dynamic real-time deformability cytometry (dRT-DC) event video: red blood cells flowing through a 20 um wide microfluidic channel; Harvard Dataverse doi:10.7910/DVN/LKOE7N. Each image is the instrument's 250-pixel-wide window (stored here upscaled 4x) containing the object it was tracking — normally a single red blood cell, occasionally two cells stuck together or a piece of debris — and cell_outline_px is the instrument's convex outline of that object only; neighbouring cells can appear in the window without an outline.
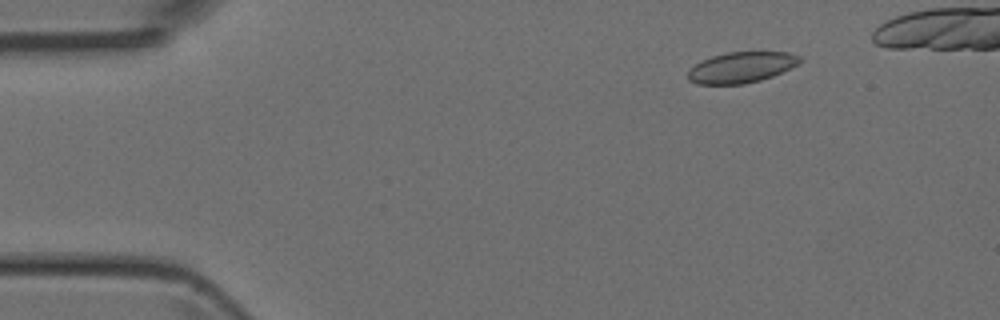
{"species": "Egyptian fruit bat (a non-hibernating species)", "species_latin": "Rousettus aegyptiacus", "temperature_condition": "room temperature", "stored_images_in_passage": 43, "camera_frame_rate_fps": 3000, "um_per_image_px": 0.085, "animal": {"sex": "female"}, "frame": {"image": 1, "passage_image": 7, "time_ms": 2.0, "image_size_px": [1000, 320], "cell_outline_px": [[800, 64], [772, 76], [760, 80], [744, 84], [696, 84], [688, 80], [688, 68], [712, 56], [728, 52], [788, 52], [800, 56]], "centroid_in_image_um": [63.01, 5.73], "position_along_channel_um": 22.0, "area_um2": 20.06}}
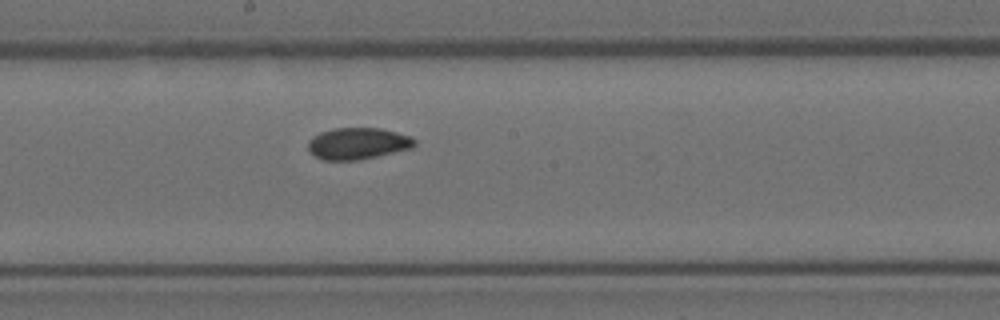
{"frame": {"image": 2, "passage_image": 26, "time_ms": 8.333, "image_size_px": [1000, 320], "cell_outline_px": [[416, 144], [412, 148], [360, 160], [320, 160], [312, 156], [308, 152], [308, 140], [312, 136], [320, 132], [336, 128], [380, 128], [412, 136], [416, 140]], "centroid_in_image_um": [30.38, 12.21], "position_along_channel_um": 217.8, "area_um2": 19.94}}
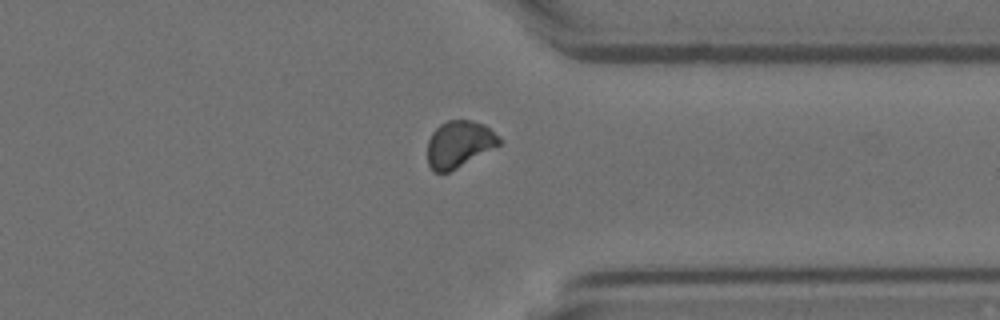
{"frame": {"image": 3, "passage_image": 37, "time_ms": 12.0, "image_size_px": [1000, 320], "cell_outline_px": [[500, 144], [456, 168], [448, 172], [432, 172], [428, 164], [428, 140], [432, 132], [440, 124], [448, 120], [468, 120], [484, 124], [500, 140]], "centroid_in_image_um": [38.96, 12.25], "position_along_channel_um": 372.4, "area_um2": 19.07}}